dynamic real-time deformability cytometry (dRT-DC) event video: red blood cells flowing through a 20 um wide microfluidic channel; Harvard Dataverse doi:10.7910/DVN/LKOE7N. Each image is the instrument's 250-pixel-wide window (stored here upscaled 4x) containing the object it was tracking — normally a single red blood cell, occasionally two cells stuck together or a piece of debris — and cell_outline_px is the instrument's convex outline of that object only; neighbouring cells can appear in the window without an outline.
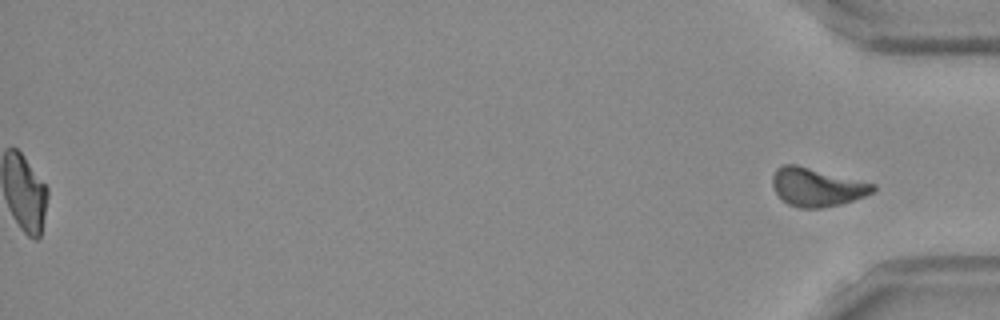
{"species": "Egyptian fruit bat (a non-hibernating species)", "species_latin": "Rousettus aegyptiacus", "temperature_condition": "room temperature", "stored_images_in_passage": 53, "segment_of_instrument_passage": [2, 2], "camera_frame_rate_fps": 3000, "um_per_image_px": 0.085, "frame": {"image": 1, "passage_image": 53, "time_ms": 17.333, "image_size_px": [1000, 320], "cell_outline_px": [[876, 188], [872, 192], [864, 196], [840, 204], [820, 208], [800, 208], [788, 204], [776, 192], [772, 184], [772, 176], [776, 168], [784, 164], [796, 164], [876, 184]], "centroid_in_image_um": [69.42, 15.89], "position_along_channel_um": 365.8, "area_um2": 22.31}}